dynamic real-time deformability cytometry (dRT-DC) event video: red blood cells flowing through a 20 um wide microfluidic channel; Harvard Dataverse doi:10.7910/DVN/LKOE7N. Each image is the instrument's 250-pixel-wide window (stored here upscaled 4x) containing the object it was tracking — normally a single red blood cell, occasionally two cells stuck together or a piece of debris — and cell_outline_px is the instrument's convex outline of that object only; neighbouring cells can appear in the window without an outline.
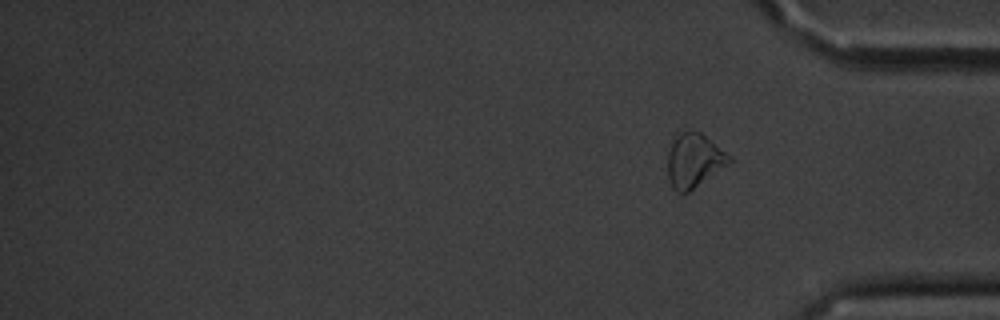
{"species": "common noctule bat (a hibernating species)", "species_latin": "Nyctalus noctula", "temperature_condition": "cold", "stored_images_in_passage": 14, "segment_of_instrument_passage": [2, 2], "camera_frame_rate_fps": 3000, "um_per_image_px": 0.085, "animal": {"sex": "male", "body_mass_g": 20.1, "forearm_length_mm": 53.5}, "frame": {"image": 1, "passage_image": 14, "time_ms": 15.667, "image_size_px": [1000, 320], "cell_outline_px": [[732, 160], [728, 164], [688, 192], [676, 192], [672, 188], [668, 176], [668, 152], [676, 136], [684, 128], [700, 132], [732, 156]], "centroid_in_image_um": [58.99, 13.61], "position_along_channel_um": 376.2, "area_um2": 19.25}}